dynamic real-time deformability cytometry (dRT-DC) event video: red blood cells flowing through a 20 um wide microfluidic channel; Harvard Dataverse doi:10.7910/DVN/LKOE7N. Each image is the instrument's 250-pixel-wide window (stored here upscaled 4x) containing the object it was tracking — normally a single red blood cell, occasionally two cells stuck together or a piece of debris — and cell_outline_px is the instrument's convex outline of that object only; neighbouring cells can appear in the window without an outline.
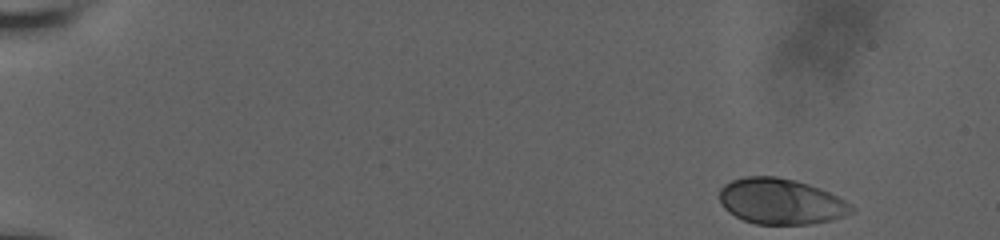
{"species": "human", "species_latin": "Homo sapiens", "temperature_condition": "room temperature", "stored_images_in_passage": 30, "camera_frame_rate_fps": 3000, "um_per_image_px": 0.085, "donor": {"sex": "male"}, "frame": {"image": 1, "passage_image": 1, "time_ms": 0.0, "image_size_px": [1000, 240], "cell_outline_px": [[856, 208], [852, 212], [828, 220], [808, 224], [756, 224], [744, 220], [728, 212], [724, 208], [720, 200], [720, 188], [724, 184], [732, 180], [748, 176], [776, 176], [796, 180], [808, 184], [828, 192], [844, 200]], "centroid_in_image_um": [66.33, 17.11], "position_along_channel_um": 18.7, "area_um2": 34.85}}
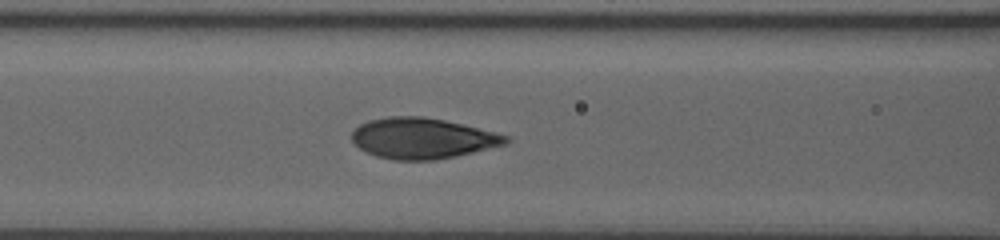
{"frame": {"image": 2, "passage_image": 22, "time_ms": 7.0, "image_size_px": [1000, 240], "cell_outline_px": [[512, 140], [508, 144], [456, 156], [436, 160], [392, 160], [376, 156], [360, 148], [352, 140], [352, 132], [360, 124], [368, 120], [388, 116], [424, 116], [444, 120], [496, 132], [512, 136]], "centroid_in_image_um": [35.95, 11.75], "position_along_channel_um": 130.6, "area_um2": 36.76}}
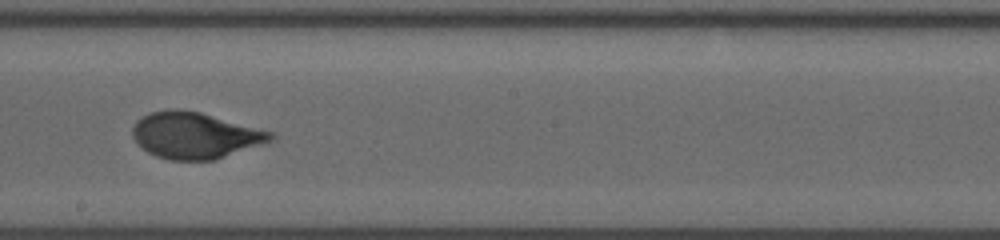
{"frame": {"image": 3, "passage_image": 29, "time_ms": 9.667, "image_size_px": [1000, 240], "cell_outline_px": [[276, 136], [272, 140], [216, 160], [168, 160], [156, 156], [148, 152], [136, 144], [132, 136], [132, 128], [136, 120], [140, 116], [148, 112], [172, 108], [200, 112], [276, 132]], "centroid_in_image_um": [16.55, 11.5], "position_along_channel_um": 231.6, "area_um2": 37.74}}